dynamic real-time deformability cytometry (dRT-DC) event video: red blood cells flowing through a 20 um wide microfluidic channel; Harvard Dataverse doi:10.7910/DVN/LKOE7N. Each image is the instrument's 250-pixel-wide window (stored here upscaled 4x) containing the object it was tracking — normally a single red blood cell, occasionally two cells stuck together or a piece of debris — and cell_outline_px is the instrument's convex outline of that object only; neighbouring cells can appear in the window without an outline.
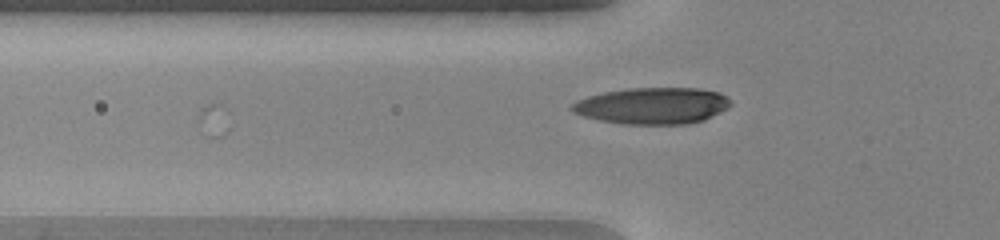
{"species": "human", "species_latin": "Homo sapiens", "temperature_condition": "warm", "stored_images_in_passage": 28, "camera_frame_rate_fps": 3000, "um_per_image_px": 0.085, "donor": {"sex": "female"}, "frame": {"image": 1, "passage_image": 28, "time_ms": 9.0, "image_size_px": [1000, 240], "cell_outline_px": [[732, 104], [728, 108], [704, 120], [688, 124], [620, 124], [600, 120], [584, 116], [572, 112], [568, 108], [576, 100], [588, 96], [604, 92], [628, 88], [700, 88], [720, 92], [732, 100]], "centroid_in_image_um": [55.47, 8.98], "position_along_channel_um": 70.3, "area_um2": 34.1}}